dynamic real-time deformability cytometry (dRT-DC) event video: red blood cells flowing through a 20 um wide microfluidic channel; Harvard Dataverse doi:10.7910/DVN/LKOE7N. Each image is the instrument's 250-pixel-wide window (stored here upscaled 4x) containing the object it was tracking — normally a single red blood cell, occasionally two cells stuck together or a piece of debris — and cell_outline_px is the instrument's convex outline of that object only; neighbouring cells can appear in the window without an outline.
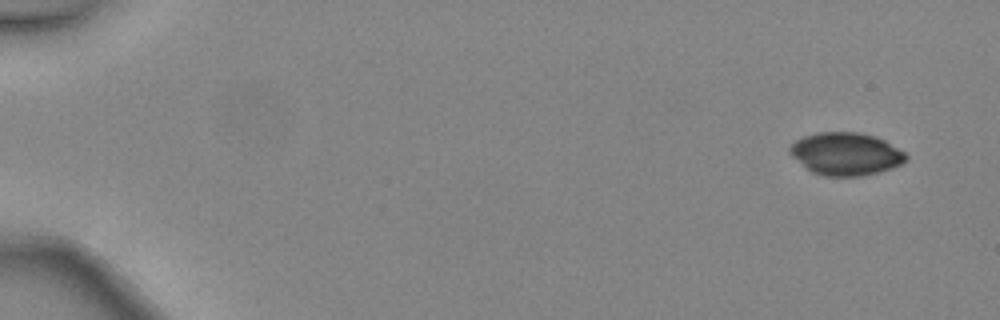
{"species": "common noctule bat (a hibernating species)", "species_latin": "Nyctalus noctula", "temperature_condition": "warm", "stored_images_in_passage": 5, "camera_frame_rate_fps": 3000, "um_per_image_px": 0.085, "animal": {"sex": "female", "body_mass_g": 24.6, "forearm_length_mm": 56.2}, "frame": {"image": 1, "passage_image": 1, "time_ms": 0.0, "image_size_px": [1000, 320], "cell_outline_px": [[908, 156], [900, 164], [892, 168], [880, 172], [860, 176], [824, 176], [812, 172], [792, 156], [788, 152], [788, 148], [796, 140], [804, 136], [816, 132], [860, 132], [876, 136], [884, 140], [904, 152]], "centroid_in_image_um": [71.88, 13.07], "position_along_channel_um": 13.1, "area_um2": 28.84}}
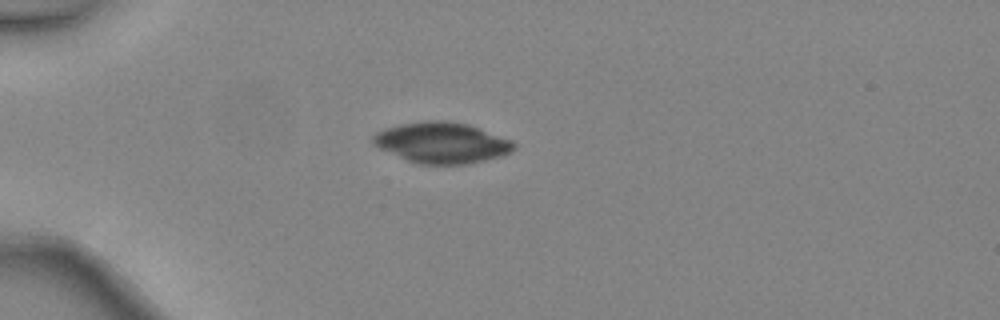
{"frame": {"image": 2, "passage_image": 4, "time_ms": 1.0, "image_size_px": [1000, 320], "cell_outline_px": [[516, 148], [512, 152], [500, 156], [484, 160], [464, 164], [420, 164], [408, 160], [380, 148], [372, 144], [372, 136], [376, 132], [384, 128], [400, 124], [428, 120], [444, 120], [468, 124], [480, 128], [512, 140], [516, 144]], "centroid_in_image_um": [37.57, 12.12], "position_along_channel_um": 47.4, "area_um2": 33.47}}